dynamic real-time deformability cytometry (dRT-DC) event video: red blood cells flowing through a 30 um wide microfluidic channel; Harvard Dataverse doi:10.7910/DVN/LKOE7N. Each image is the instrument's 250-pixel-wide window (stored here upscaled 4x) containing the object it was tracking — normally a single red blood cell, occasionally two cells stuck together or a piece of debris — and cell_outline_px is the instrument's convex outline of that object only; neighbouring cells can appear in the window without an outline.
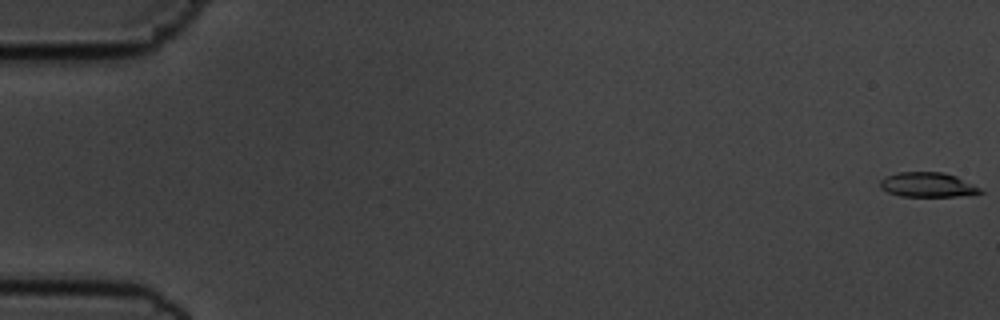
{"species": "common noctule bat (a hibernating species)", "species_latin": "Nyctalus noctula", "temperature_condition": "cold", "stored_images_in_passage": 15, "camera_frame_rate_fps": 3000, "um_per_image_px": 0.085, "animal": {"sex": "male", "body_mass_g": 19.5, "forearm_length_mm": 54.6}, "frame": {"image": 1, "passage_image": 1, "time_ms": 0.0, "image_size_px": [1000, 320], "cell_outline_px": [[984, 192], [956, 196], [900, 196], [888, 192], [880, 188], [880, 180], [884, 176], [896, 172], [944, 172], [956, 176], [980, 188]], "centroid_in_image_um": [78.79, 15.69], "position_along_channel_um": 6.2, "area_um2": 14.33}}